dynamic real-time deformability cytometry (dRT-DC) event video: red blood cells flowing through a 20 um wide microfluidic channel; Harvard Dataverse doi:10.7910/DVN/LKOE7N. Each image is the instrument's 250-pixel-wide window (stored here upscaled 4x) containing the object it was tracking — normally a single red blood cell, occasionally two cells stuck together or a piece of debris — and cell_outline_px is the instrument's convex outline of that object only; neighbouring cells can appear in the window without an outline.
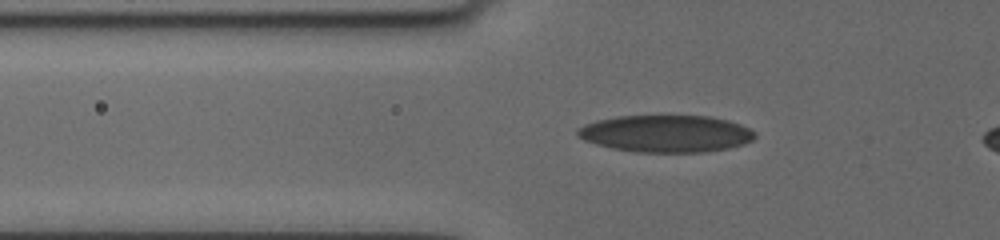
{"species": "human", "species_latin": "Homo sapiens", "temperature_condition": "cold", "stored_images_in_passage": 19, "camera_frame_rate_fps": 3000, "um_per_image_px": 0.085, "donor": {"sex": "female"}, "frame": {"image": 1, "passage_image": 2, "time_ms": 0.333, "image_size_px": [1000, 240], "cell_outline_px": [[756, 136], [752, 140], [744, 144], [728, 148], [704, 152], [636, 152], [612, 148], [596, 144], [584, 140], [576, 136], [576, 132], [584, 124], [596, 120], [616, 116], [712, 116], [728, 120], [740, 124], [756, 132]], "centroid_in_image_um": [56.61, 11.36], "position_along_channel_um": 69.2, "area_um2": 38.44}}
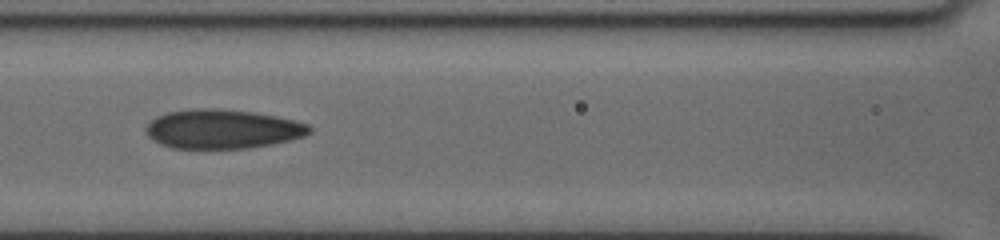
{"frame": {"image": 2, "passage_image": 14, "time_ms": 2.667, "image_size_px": [1000, 240], "cell_outline_px": [[312, 132], [304, 136], [272, 144], [248, 148], [172, 148], [160, 144], [152, 140], [148, 136], [144, 128], [156, 116], [168, 112], [192, 108], [216, 108], [256, 112], [276, 116], [308, 124], [312, 128]], "centroid_in_image_um": [18.89, 10.96], "position_along_channel_um": 147.7, "area_um2": 37.45}}
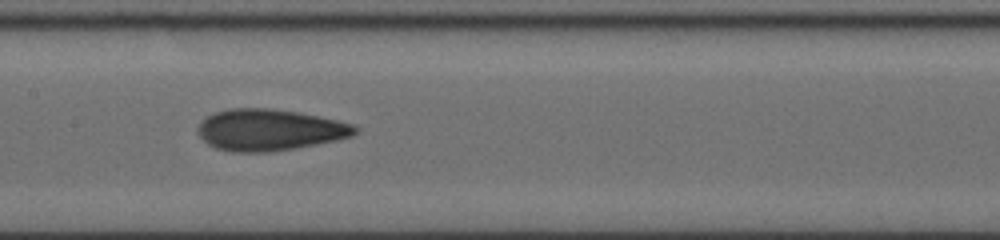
{"frame": {"image": 3, "passage_image": 18, "time_ms": 3.667, "image_size_px": [1000, 240], "cell_outline_px": [[360, 128], [352, 136], [336, 140], [316, 144], [268, 152], [232, 152], [216, 148], [208, 144], [196, 132], [200, 124], [208, 116], [216, 112], [228, 108], [268, 108], [296, 112], [336, 120], [352, 124]], "centroid_in_image_um": [22.89, 11.04], "position_along_channel_um": 184.5, "area_um2": 37.57}}